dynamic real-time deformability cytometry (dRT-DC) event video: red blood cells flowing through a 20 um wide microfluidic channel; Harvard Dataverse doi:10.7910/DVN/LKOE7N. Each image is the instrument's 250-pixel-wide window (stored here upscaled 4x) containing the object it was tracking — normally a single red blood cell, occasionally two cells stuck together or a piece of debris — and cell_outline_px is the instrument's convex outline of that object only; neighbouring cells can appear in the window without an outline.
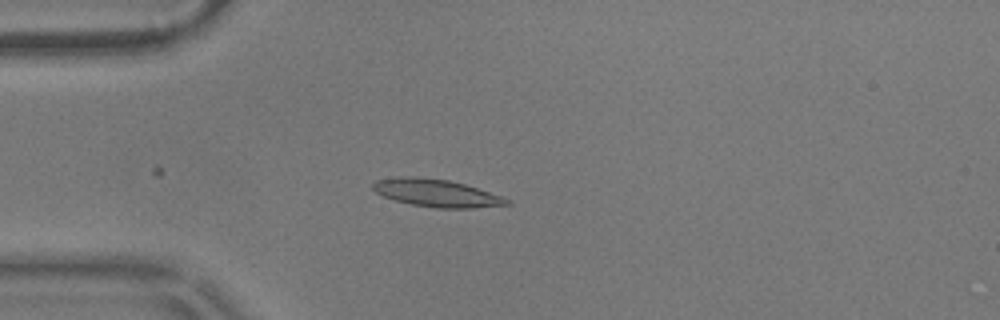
{"species": "common noctule bat (a hibernating species)", "species_latin": "Nyctalus noctula", "temperature_condition": "warm", "stored_images_in_passage": 21, "camera_frame_rate_fps": 3000, "um_per_image_px": 0.085, "animal": {"sex": "male", "body_mass_g": 17.9}, "frame": {"image": 1, "passage_image": 15, "time_ms": 4.667, "image_size_px": [1000, 320], "cell_outline_px": [[512, 204], [472, 208], [436, 208], [412, 204], [396, 200], [384, 196], [376, 192], [372, 188], [372, 184], [376, 180], [400, 176], [416, 176], [448, 180], [464, 184], [500, 196], [508, 200]], "centroid_in_image_um": [37.06, 16.4], "position_along_channel_um": 47.9, "area_um2": 21.21}}